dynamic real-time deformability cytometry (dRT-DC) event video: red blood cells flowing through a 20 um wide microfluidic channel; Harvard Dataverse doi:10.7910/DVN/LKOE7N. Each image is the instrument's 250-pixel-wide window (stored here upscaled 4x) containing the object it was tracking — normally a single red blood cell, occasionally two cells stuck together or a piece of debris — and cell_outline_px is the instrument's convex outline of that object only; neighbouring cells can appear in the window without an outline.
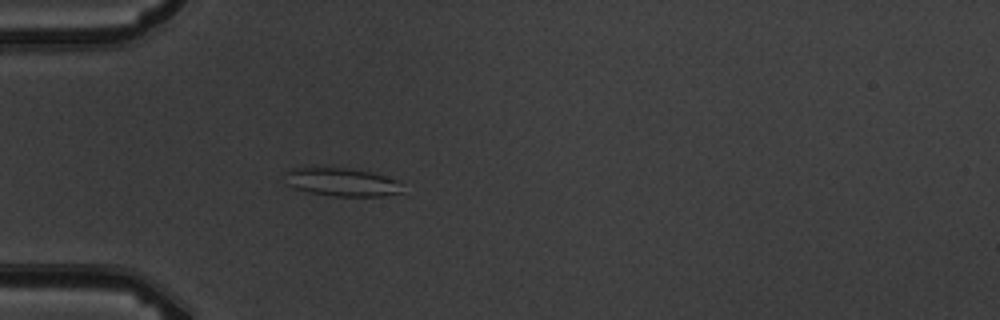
{"species": "common noctule bat (a hibernating species)", "species_latin": "Nyctalus noctula", "temperature_condition": "warm", "stored_images_in_passage": 4, "camera_frame_rate_fps": 3000, "um_per_image_px": 0.085, "animal": {"sex": "male", "body_mass_g": 19.5, "forearm_length_mm": 54.6}, "frame": {"image": 1, "passage_image": 4, "time_ms": 3.333, "image_size_px": [1000, 320], "cell_outline_px": [[400, 192], [384, 196], [332, 196], [308, 192], [284, 184], [284, 172], [292, 168], [308, 164], [344, 168], [372, 172], [396, 180], [400, 184]], "centroid_in_image_um": [28.89, 15.43], "position_along_channel_um": 56.1, "area_um2": 19.94}}